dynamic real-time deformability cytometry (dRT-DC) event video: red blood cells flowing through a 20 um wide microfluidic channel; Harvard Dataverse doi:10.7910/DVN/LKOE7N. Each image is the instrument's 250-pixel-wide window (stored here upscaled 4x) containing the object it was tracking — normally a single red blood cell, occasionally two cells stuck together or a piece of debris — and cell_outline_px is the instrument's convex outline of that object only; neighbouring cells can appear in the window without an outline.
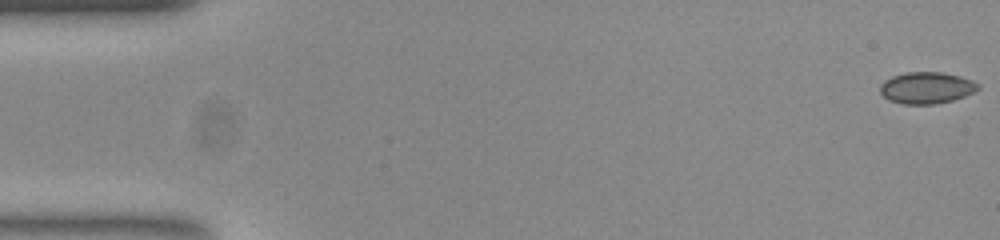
{"species": "common noctule bat (a hibernating species)", "species_latin": "Nyctalus noctula", "temperature_condition": "room temperature", "stored_images_in_passage": 54, "camera_frame_rate_fps": 3000, "um_per_image_px": 0.085, "animal": {"sex": "female", "body_mass_g": 23.0, "forearm_length_mm": 53.4}, "frame": {"image": 1, "passage_image": 1, "time_ms": 0.0, "image_size_px": [1000, 240], "cell_outline_px": [[980, 88], [964, 96], [952, 100], [936, 104], [904, 104], [888, 100], [880, 92], [880, 84], [884, 80], [892, 76], [904, 72], [940, 72], [960, 76], [972, 80], [980, 84]], "centroid_in_image_um": [78.74, 7.46], "position_along_channel_um": 6.3, "area_um2": 18.09}}
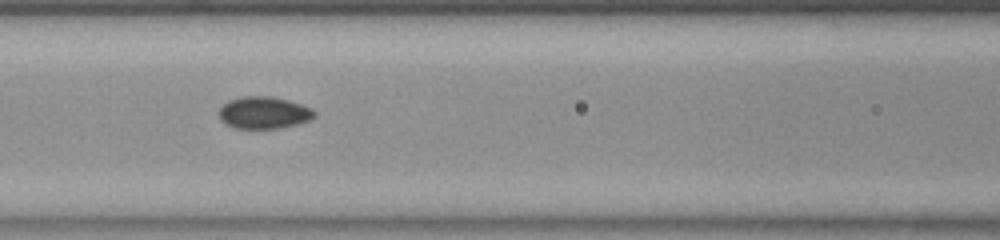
{"frame": {"image": 2, "passage_image": 23, "time_ms": 7.333, "image_size_px": [1000, 240], "cell_outline_px": [[316, 116], [308, 120], [296, 124], [276, 128], [236, 128], [224, 124], [220, 120], [216, 112], [228, 100], [240, 96], [272, 96], [288, 100], [312, 108], [316, 112]], "centroid_in_image_um": [22.37, 9.56], "position_along_channel_um": 144.2, "area_um2": 17.98}}
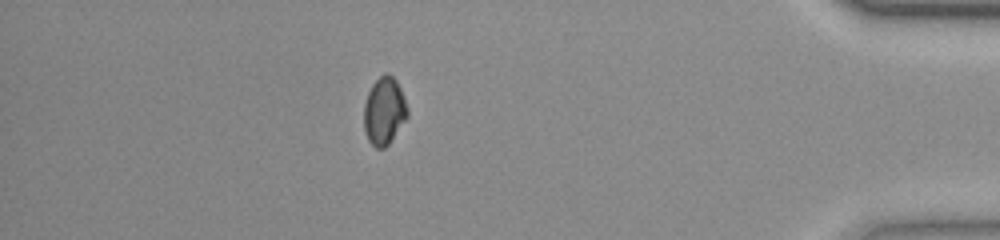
{"frame": {"image": 3, "passage_image": 47, "time_ms": 15.333, "image_size_px": [1000, 240], "cell_outline_px": [[408, 116], [388, 144], [384, 148], [376, 148], [368, 140], [364, 128], [364, 104], [368, 92], [372, 84], [384, 72], [388, 72], [396, 80], [400, 88], [408, 108]], "centroid_in_image_um": [32.65, 9.41], "position_along_channel_um": 402.6, "area_um2": 17.05}, "authors_computed_cell_mechanics": {"area_um2": 17.7735, "velocity_mm_per_s": 3.8198, "shape_relaxation_time_tau1_ms": 3.1698, "shape_relaxation_time_tau2_ms": 4.8997, "deformation_change_tau1": 0.0386, "deformation_change_tau2": 0.0483}}